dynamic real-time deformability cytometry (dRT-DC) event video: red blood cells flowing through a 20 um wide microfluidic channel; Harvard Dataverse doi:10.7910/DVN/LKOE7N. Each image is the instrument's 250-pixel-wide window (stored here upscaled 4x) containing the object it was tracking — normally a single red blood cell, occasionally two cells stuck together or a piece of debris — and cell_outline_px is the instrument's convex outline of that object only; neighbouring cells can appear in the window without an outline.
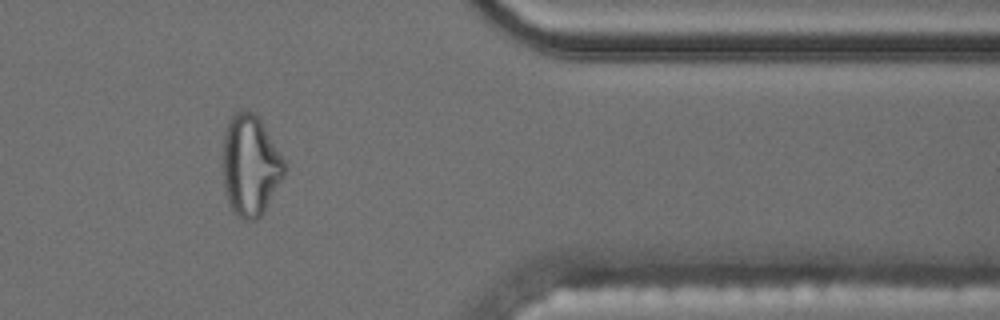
{"species": "common noctule bat (a hibernating species)", "species_latin": "Nyctalus noctula", "temperature_condition": "cold", "stored_images_in_passage": 15, "camera_frame_rate_fps": 3000, "um_per_image_px": 0.085, "animal": {"sex": "male", "body_mass_g": 17.5, "forearm_length_mm": 52.3}, "frame": {"image": 1, "passage_image": 13, "time_ms": 4.0, "image_size_px": [1000, 320], "cell_outline_px": [[284, 176], [264, 212], [256, 220], [244, 220], [232, 212], [228, 200], [224, 184], [224, 132], [228, 120], [236, 112], [252, 112], [260, 116], [284, 160]], "centroid_in_image_um": [21.29, 14.06], "position_along_channel_um": 390.1, "area_um2": 36.01}}